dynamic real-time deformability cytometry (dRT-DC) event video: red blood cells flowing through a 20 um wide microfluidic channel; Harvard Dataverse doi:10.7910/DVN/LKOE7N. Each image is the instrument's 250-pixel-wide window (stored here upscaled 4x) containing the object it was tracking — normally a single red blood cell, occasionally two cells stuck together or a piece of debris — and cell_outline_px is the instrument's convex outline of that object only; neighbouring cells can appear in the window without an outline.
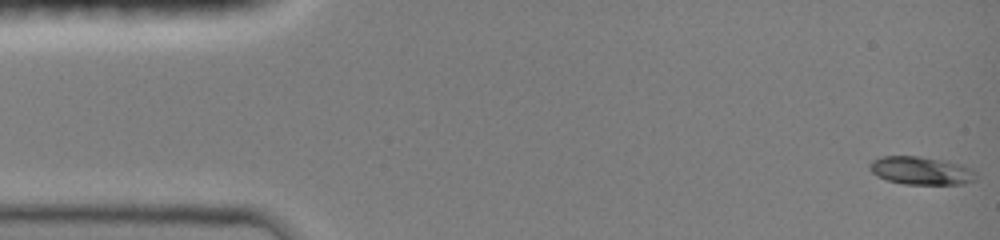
{"species": "common noctule bat (a hibernating species)", "species_latin": "Nyctalus noctula", "temperature_condition": "room temperature", "stored_images_in_passage": 48, "camera_frame_rate_fps": 3000, "um_per_image_px": 0.085, "animal": {"sex": "female", "body_mass_g": 19.0, "forearm_length_mm": 51.5}, "frame": {"image": 1, "passage_image": 1, "time_ms": 0.0, "image_size_px": [1000, 240], "cell_outline_px": [[976, 180], [964, 184], [904, 184], [888, 180], [876, 176], [868, 168], [868, 164], [872, 160], [884, 156], [920, 156], [960, 164], [972, 168], [976, 172]], "centroid_in_image_um": [78.29, 14.51], "position_along_channel_um": 6.7, "area_um2": 17.46}}
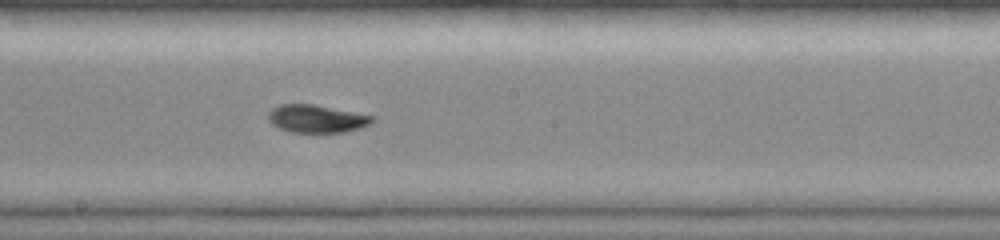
{"frame": {"image": 2, "passage_image": 26, "time_ms": 8.333, "image_size_px": [1000, 240], "cell_outline_px": [[372, 120], [368, 124], [360, 128], [344, 132], [292, 132], [280, 128], [272, 124], [268, 120], [268, 112], [272, 108], [280, 104], [312, 104], [372, 116]], "centroid_in_image_um": [26.83, 10.09], "position_along_channel_um": 221.4, "area_um2": 16.47}}
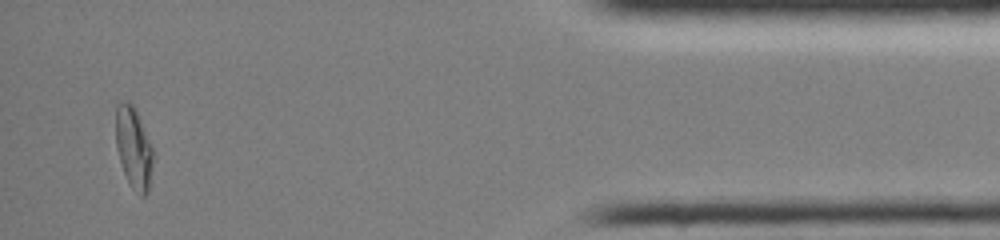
{"frame": {"image": 3, "passage_image": 45, "time_ms": 14.667, "image_size_px": [1000, 240], "cell_outline_px": [[152, 168], [148, 192], [144, 196], [140, 196], [132, 188], [124, 172], [120, 160], [116, 144], [116, 104], [120, 100], [128, 100], [136, 108], [152, 148]], "centroid_in_image_um": [11.35, 12.52], "position_along_channel_um": 423.9, "area_um2": 17.63}, "authors_computed_cell_mechanics": {"area_um2": 16.762, "velocity_mm_per_s": 4.0546, "shape_relaxation_time_tau1_ms": 3.2826, "shape_relaxation_time_tau2_ms": 2.7873, "deformation_change_tau1": 0.1927, "deformation_change_tau2": 0.0677}}